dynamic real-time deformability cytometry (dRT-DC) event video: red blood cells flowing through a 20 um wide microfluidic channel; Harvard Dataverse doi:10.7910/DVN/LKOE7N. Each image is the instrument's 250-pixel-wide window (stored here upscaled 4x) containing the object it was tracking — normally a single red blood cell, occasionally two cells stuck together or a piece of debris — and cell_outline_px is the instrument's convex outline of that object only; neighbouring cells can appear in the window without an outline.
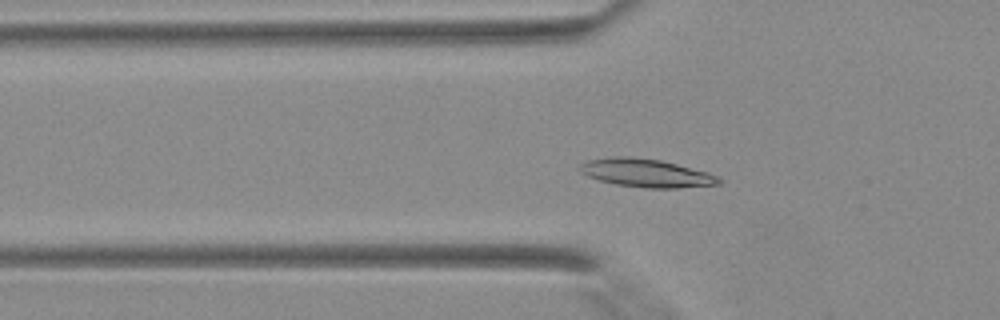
{"species": "Egyptian fruit bat (a non-hibernating species)", "species_latin": "Rousettus aegyptiacus", "temperature_condition": "warm", "stored_images_in_passage": 35, "camera_frame_rate_fps": 3000, "um_per_image_px": 0.085, "animal": {"sex": "female"}, "frame": {"image": 1, "passage_image": 7, "time_ms": 2.0, "image_size_px": [1000, 320], "cell_outline_px": [[720, 184], [676, 188], [648, 188], [616, 184], [600, 180], [588, 176], [580, 172], [580, 164], [588, 160], [612, 156], [628, 156], [660, 160], [708, 172], [720, 176]], "centroid_in_image_um": [54.93, 14.7], "position_along_channel_um": 70.9, "area_um2": 22.72}}
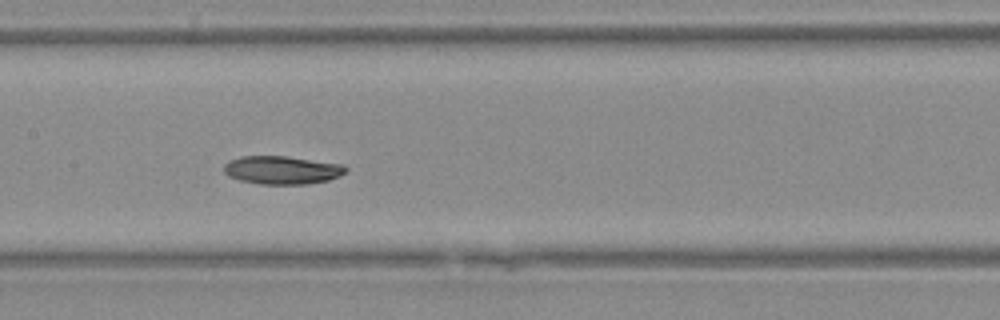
{"frame": {"image": 2, "passage_image": 14, "time_ms": 4.333, "image_size_px": [1000, 320], "cell_outline_px": [[348, 168], [340, 176], [328, 180], [308, 184], [260, 184], [240, 180], [228, 176], [224, 172], [224, 164], [228, 160], [240, 156], [284, 156], [340, 164]], "centroid_in_image_um": [23.92, 14.45], "position_along_channel_um": 183.5, "area_um2": 19.94}}
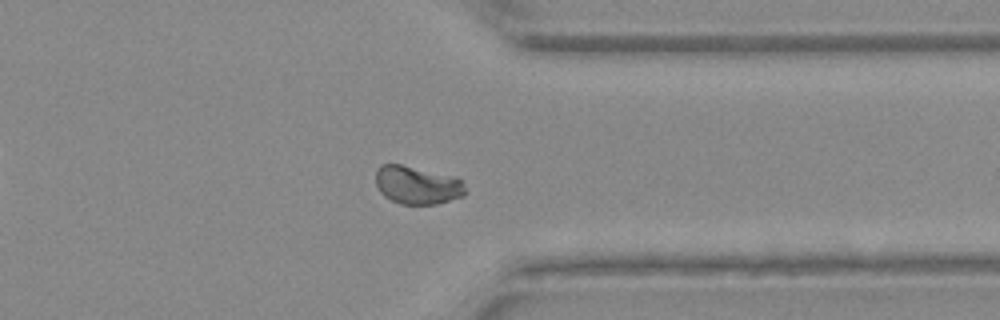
{"frame": {"image": 3, "passage_image": 26, "time_ms": 8.333, "image_size_px": [1000, 320], "cell_outline_px": [[468, 192], [464, 196], [436, 204], [400, 204], [384, 196], [380, 192], [376, 184], [376, 168], [380, 164], [400, 164], [456, 176], [464, 184]], "centroid_in_image_um": [35.48, 15.73], "position_along_channel_um": 375.9, "area_um2": 20.17}}